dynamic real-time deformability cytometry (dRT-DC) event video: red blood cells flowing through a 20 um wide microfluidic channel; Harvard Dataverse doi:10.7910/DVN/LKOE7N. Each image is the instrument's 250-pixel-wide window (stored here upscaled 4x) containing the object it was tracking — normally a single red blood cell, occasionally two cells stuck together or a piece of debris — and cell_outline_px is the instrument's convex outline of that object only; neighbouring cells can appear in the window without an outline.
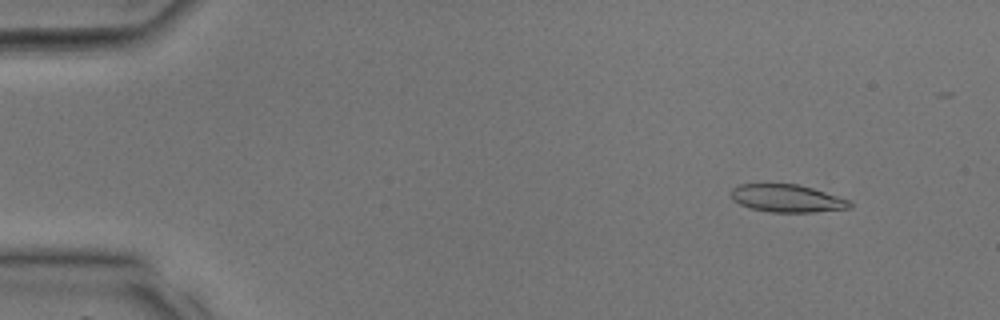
{"species": "common noctule bat (a hibernating species)", "species_latin": "Nyctalus noctula", "temperature_condition": "room temperature", "stored_images_in_passage": 36, "camera_frame_rate_fps": 3000, "um_per_image_px": 0.085, "animal": {"sex": "male", "body_mass_g": 17.9, "forearm_length_mm": 54.2}, "frame": {"image": 1, "passage_image": 4, "time_ms": 1.0, "image_size_px": [1000, 320], "cell_outline_px": [[852, 208], [812, 212], [768, 212], [752, 208], [740, 204], [732, 200], [732, 188], [740, 184], [796, 184], [812, 188], [852, 200]], "centroid_in_image_um": [66.94, 16.86], "position_along_channel_um": 18.1, "area_um2": 19.13}}
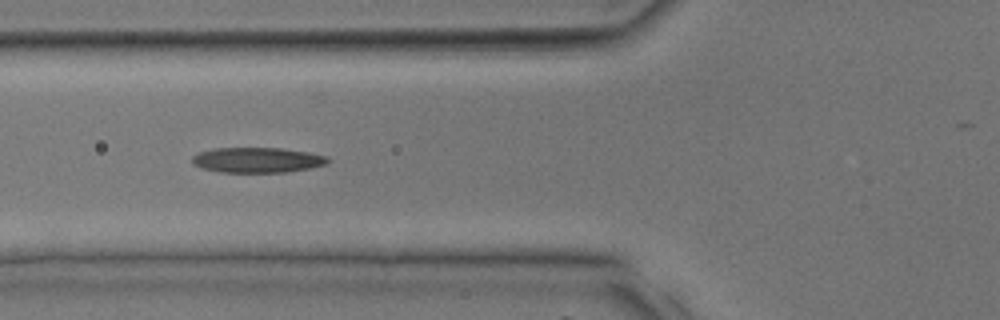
{"frame": {"image": 2, "passage_image": 14, "time_ms": 4.333, "image_size_px": [1000, 320], "cell_outline_px": [[332, 160], [328, 164], [288, 172], [220, 172], [200, 168], [192, 164], [192, 156], [200, 152], [212, 148], [280, 148], [308, 152], [328, 156]], "centroid_in_image_um": [21.88, 13.6], "position_along_channel_um": 103.9, "area_um2": 20.11}}
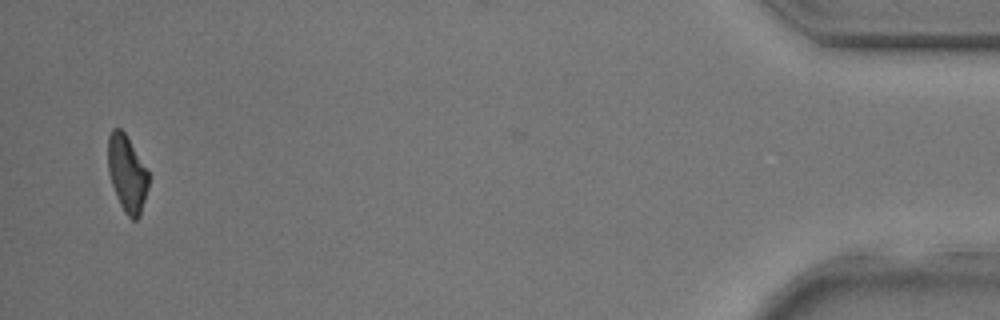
{"frame": {"image": 3, "passage_image": 35, "time_ms": 11.333, "image_size_px": [1000, 320], "cell_outline_px": [[148, 184], [140, 216], [136, 220], [132, 220], [124, 212], [120, 204], [112, 184], [108, 172], [108, 136], [112, 128], [120, 128], [124, 132], [148, 172]], "centroid_in_image_um": [10.78, 14.76], "position_along_channel_um": 424.4, "area_um2": 17.74}}